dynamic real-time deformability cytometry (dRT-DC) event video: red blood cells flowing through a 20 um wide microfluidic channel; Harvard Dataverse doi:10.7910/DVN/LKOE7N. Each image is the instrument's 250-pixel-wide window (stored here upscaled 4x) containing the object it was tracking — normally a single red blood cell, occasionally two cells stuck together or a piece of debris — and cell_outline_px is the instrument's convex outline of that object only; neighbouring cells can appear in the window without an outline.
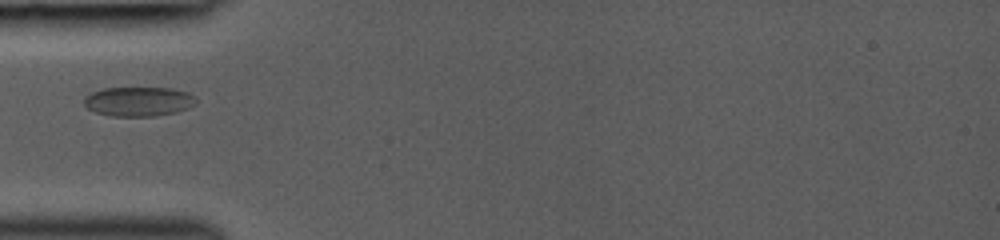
{"species": "common noctule bat (a hibernating species)", "species_latin": "Nyctalus noctula", "temperature_condition": "room temperature", "stored_images_in_passage": 55, "camera_frame_rate_fps": 3000, "um_per_image_px": 0.085, "animal": {"sex": "female", "body_mass_g": 19.0, "forearm_length_mm": 53.3}, "frame": {"image": 1, "passage_image": 1, "time_ms": 0.0, "image_size_px": [1000, 240], "cell_outline_px": [[196, 104], [188, 108], [176, 112], [156, 116], [112, 116], [96, 112], [88, 108], [84, 104], [84, 100], [92, 92], [104, 88], [168, 88], [188, 92], [196, 100]], "centroid_in_image_um": [11.79, 8.63], "position_along_channel_um": 73.2, "area_um2": 19.02}}
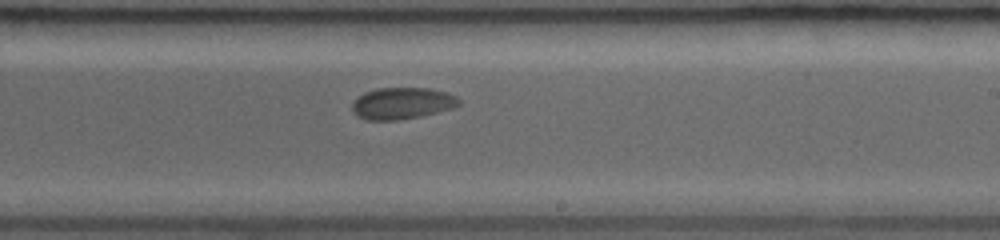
{"frame": {"image": 2, "passage_image": 26, "time_ms": 4.333, "image_size_px": [1000, 240], "cell_outline_px": [[460, 104], [452, 108], [420, 116], [400, 120], [368, 120], [356, 116], [352, 112], [352, 104], [364, 92], [376, 88], [428, 88], [448, 92], [456, 96], [460, 100]], "centroid_in_image_um": [34.17, 8.78], "position_along_channel_um": 254.8, "area_um2": 19.71}}
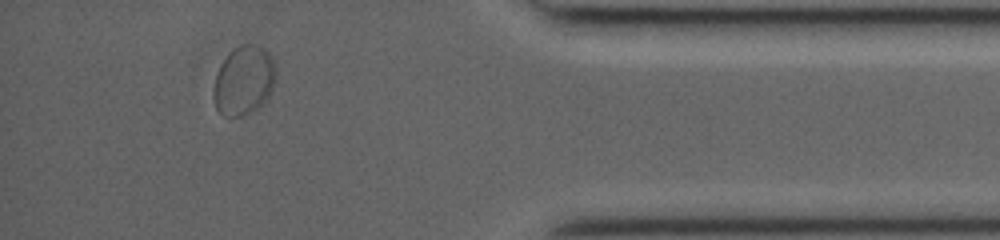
{"frame": {"image": 3, "passage_image": 46, "time_ms": 8.667, "image_size_px": [1000, 240], "cell_outline_px": [[272, 88], [268, 96], [256, 108], [240, 116], [224, 116], [216, 108], [212, 96], [212, 92], [216, 76], [220, 64], [228, 52], [240, 44], [256, 44], [264, 48], [268, 52], [272, 60]], "centroid_in_image_um": [20.64, 6.81], "position_along_channel_um": 414.6, "area_um2": 24.51}}